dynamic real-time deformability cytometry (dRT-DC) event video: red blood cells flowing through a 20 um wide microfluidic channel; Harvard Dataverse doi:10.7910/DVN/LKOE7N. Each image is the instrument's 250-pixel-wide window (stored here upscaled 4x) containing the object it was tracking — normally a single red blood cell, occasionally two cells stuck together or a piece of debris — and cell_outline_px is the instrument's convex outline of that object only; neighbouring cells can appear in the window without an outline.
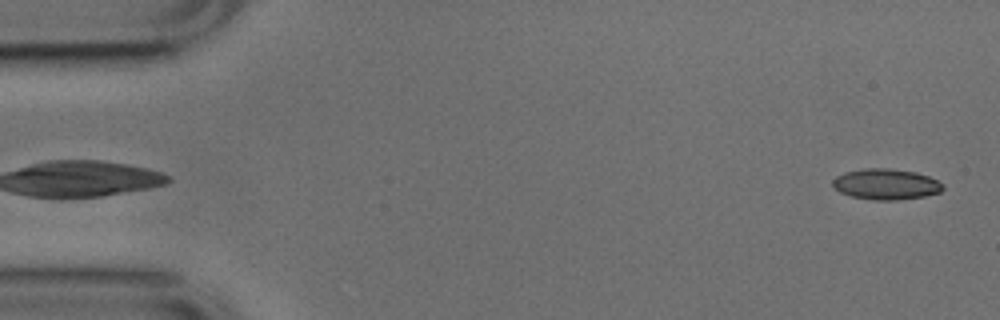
{"species": "common noctule bat (a hibernating species)", "species_latin": "Nyctalus noctula", "temperature_condition": "cold", "stored_images_in_passage": 51, "camera_frame_rate_fps": 3000, "um_per_image_px": 0.085, "animal": {"sex": "male", "body_mass_g": 17.9, "forearm_length_mm": 54.2}, "frame": {"image": 1, "passage_image": 1, "time_ms": 0.0, "image_size_px": [1000, 320], "cell_outline_px": [[944, 188], [940, 192], [924, 196], [896, 200], [872, 200], [852, 196], [840, 192], [832, 184], [832, 180], [836, 176], [844, 172], [864, 168], [888, 168], [916, 172], [928, 176], [944, 184]], "centroid_in_image_um": [75.31, 15.65], "position_along_channel_um": 9.7, "area_um2": 19.77}}
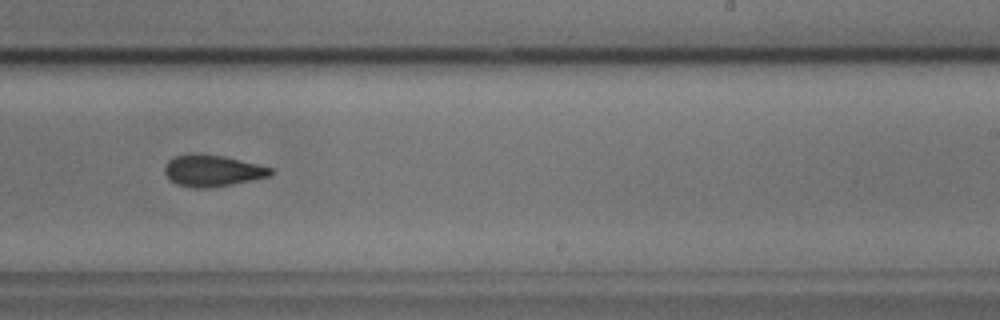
{"frame": {"image": 2, "passage_image": 31, "time_ms": 10.0, "image_size_px": [1000, 320], "cell_outline_px": [[272, 176], [232, 184], [204, 188], [196, 188], [176, 184], [164, 172], [164, 168], [168, 160], [176, 156], [192, 152], [224, 156], [272, 168]], "centroid_in_image_um": [18.04, 14.49], "position_along_channel_um": 271.0, "area_um2": 19.36}}
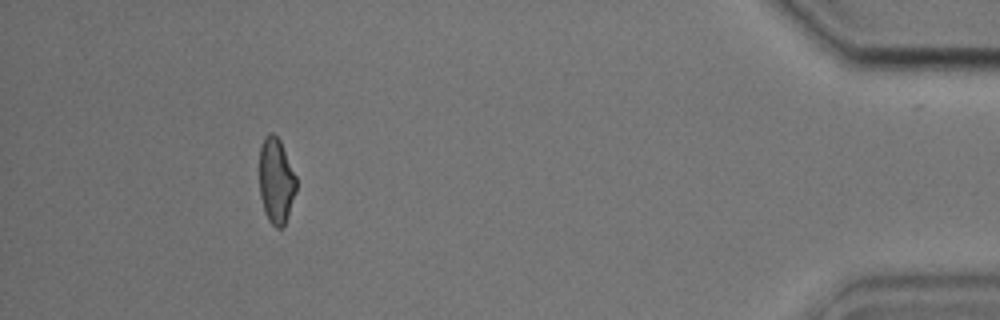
{"frame": {"image": 3, "passage_image": 47, "time_ms": 15.333, "image_size_px": [1000, 320], "cell_outline_px": [[296, 192], [288, 216], [284, 224], [280, 228], [276, 228], [268, 220], [264, 212], [260, 196], [260, 144], [264, 136], [268, 132], [272, 132], [280, 140], [296, 176]], "centroid_in_image_um": [23.46, 15.35], "position_along_channel_um": 411.7, "area_um2": 18.5}, "authors_computed_cell_mechanics": {"area_um2": 19.8254, "velocity_mm_per_s": 3.7985, "shape_relaxation_time_tau1_ms": 3.9905, "shape_relaxation_time_tau2_ms": 6.9433, "deformation_change_tau1": 0.1096, "deformation_change_tau2": 0.1426}}